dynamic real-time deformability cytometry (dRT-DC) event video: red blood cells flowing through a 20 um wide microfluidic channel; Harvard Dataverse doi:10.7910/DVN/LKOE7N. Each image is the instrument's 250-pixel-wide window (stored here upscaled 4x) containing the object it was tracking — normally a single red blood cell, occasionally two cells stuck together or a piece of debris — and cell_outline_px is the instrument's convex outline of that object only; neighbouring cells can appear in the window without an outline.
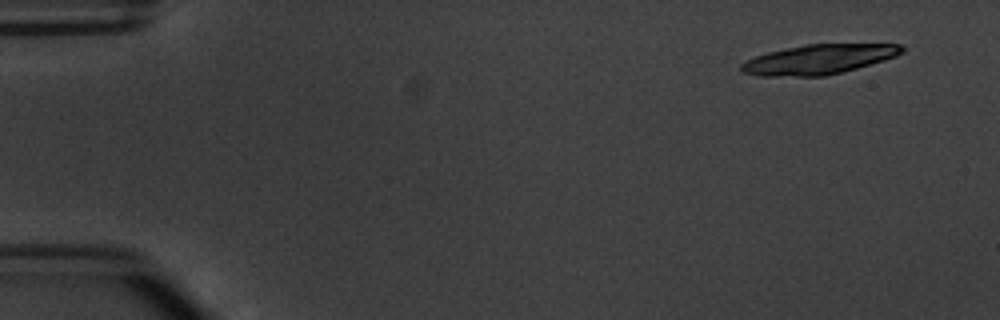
{"species": "common noctule bat (a hibernating species)", "species_latin": "Nyctalus noctula", "temperature_condition": "warm", "stored_images_in_passage": 9, "camera_frame_rate_fps": 3000, "um_per_image_px": 0.085, "animal": {"sex": "male", "body_mass_g": 20.1, "forearm_length_mm": 53.5}, "frame": {"image": 1, "passage_image": 1, "time_ms": 0.0, "image_size_px": [1000, 320], "cell_outline_px": [[908, 48], [904, 52], [896, 56], [884, 60], [856, 68], [824, 76], [756, 76], [744, 72], [740, 68], [740, 64], [756, 56], [768, 52], [784, 48], [804, 44], [904, 44]], "centroid_in_image_um": [69.63, 5.03], "position_along_channel_um": 15.4, "area_um2": 27.8}}